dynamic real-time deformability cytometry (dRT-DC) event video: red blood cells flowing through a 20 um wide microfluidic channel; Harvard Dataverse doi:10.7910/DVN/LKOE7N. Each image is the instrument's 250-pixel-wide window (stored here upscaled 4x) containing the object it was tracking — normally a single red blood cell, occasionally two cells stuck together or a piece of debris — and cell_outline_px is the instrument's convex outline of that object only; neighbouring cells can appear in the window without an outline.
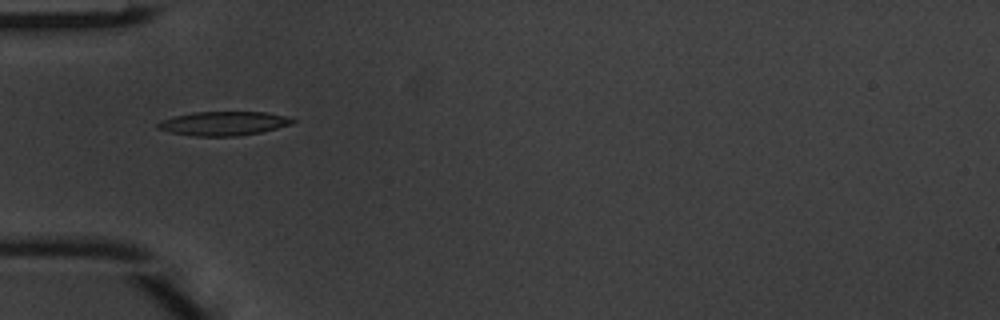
{"species": "common noctule bat (a hibernating species)", "species_latin": "Nyctalus noctula", "temperature_condition": "warm", "stored_images_in_passage": 6, "camera_frame_rate_fps": 3000, "um_per_image_px": 0.085, "animal": {"sex": "male", "body_mass_g": 20.1, "forearm_length_mm": 53.5}, "frame": {"image": 1, "passage_image": 5, "time_ms": 1.333, "image_size_px": [1000, 320], "cell_outline_px": [[296, 120], [292, 124], [260, 132], [236, 136], [192, 136], [168, 132], [156, 128], [156, 124], [160, 120], [192, 112], [264, 112], [288, 116]], "centroid_in_image_um": [18.97, 10.49], "position_along_channel_um": 66.0, "area_um2": 18.9}}
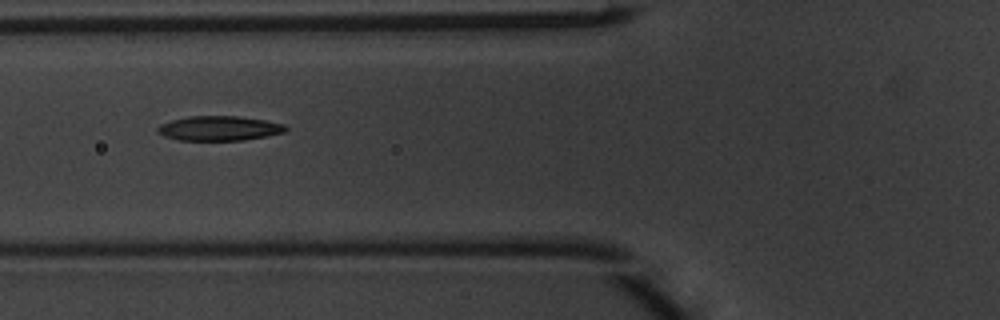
{"frame": {"image": 2, "passage_image": 6, "time_ms": 1.667, "image_size_px": [1000, 320], "cell_outline_px": [[288, 128], [284, 132], [244, 140], [176, 140], [164, 136], [156, 132], [156, 128], [160, 124], [172, 120], [188, 116], [236, 116], [264, 120], [284, 124]], "centroid_in_image_um": [18.58, 10.91], "position_along_channel_um": 107.2, "area_um2": 18.32}}